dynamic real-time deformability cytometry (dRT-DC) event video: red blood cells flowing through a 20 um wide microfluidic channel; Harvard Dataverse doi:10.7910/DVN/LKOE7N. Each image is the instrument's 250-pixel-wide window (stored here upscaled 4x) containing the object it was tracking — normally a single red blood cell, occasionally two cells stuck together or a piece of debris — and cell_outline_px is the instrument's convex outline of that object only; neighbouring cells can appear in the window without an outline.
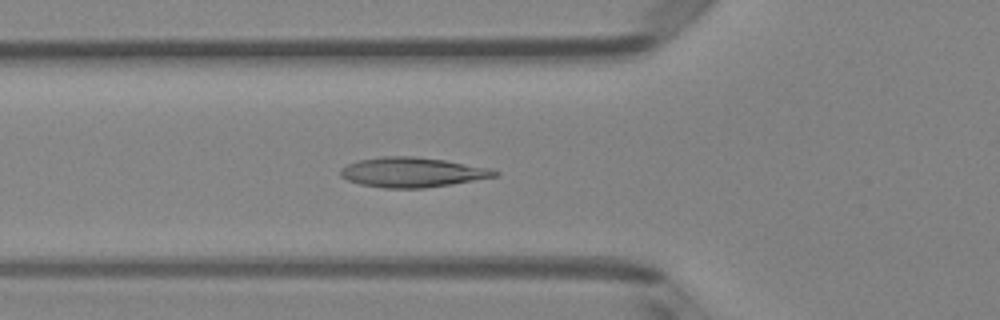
{"species": "Egyptian fruit bat (a non-hibernating species)", "species_latin": "Rousettus aegyptiacus", "temperature_condition": "room temperature", "stored_images_in_passage": 49, "camera_frame_rate_fps": 3000, "um_per_image_px": 0.085, "animal": {"sex": "female"}, "frame": {"image": 1, "passage_image": 17, "time_ms": 5.333, "image_size_px": [1000, 320], "cell_outline_px": [[500, 172], [496, 176], [452, 184], [424, 188], [384, 188], [360, 184], [348, 180], [340, 176], [340, 168], [348, 164], [360, 160], [380, 156], [412, 156], [444, 160], [488, 168]], "centroid_in_image_um": [35.0, 14.64], "position_along_channel_um": 90.8, "area_um2": 26.59}}
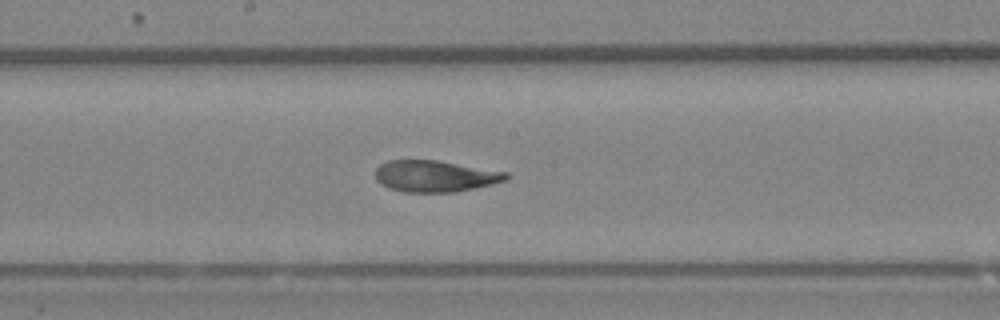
{"frame": {"image": 2, "passage_image": 26, "time_ms": 8.333, "image_size_px": [1000, 320], "cell_outline_px": [[508, 180], [492, 184], [456, 192], [404, 192], [388, 188], [380, 184], [376, 180], [376, 168], [380, 164], [388, 160], [436, 160], [508, 172]], "centroid_in_image_um": [36.97, 14.97], "position_along_channel_um": 211.2, "area_um2": 24.04}}
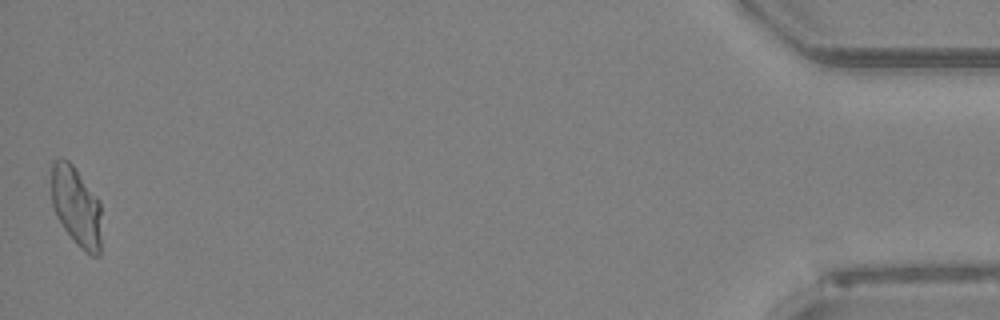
{"frame": {"image": 3, "passage_image": 49, "time_ms": 16.0, "image_size_px": [1000, 320], "cell_outline_px": [[100, 256], [92, 256], [80, 248], [76, 244], [64, 228], [56, 216], [52, 204], [52, 160], [60, 156], [68, 160], [72, 164], [100, 200]], "centroid_in_image_um": [6.48, 17.53], "position_along_channel_um": 428.7, "area_um2": 23.35}, "authors_computed_cell_mechanics": {"area_um2": 24.4494, "velocity_mm_per_s": 4.0371, "shape_relaxation_time_tau1_ms": null, "shape_relaxation_time_tau2_ms": 1.6642, "deformation_change_tau1": null, "deformation_change_tau2": 0.0561}}